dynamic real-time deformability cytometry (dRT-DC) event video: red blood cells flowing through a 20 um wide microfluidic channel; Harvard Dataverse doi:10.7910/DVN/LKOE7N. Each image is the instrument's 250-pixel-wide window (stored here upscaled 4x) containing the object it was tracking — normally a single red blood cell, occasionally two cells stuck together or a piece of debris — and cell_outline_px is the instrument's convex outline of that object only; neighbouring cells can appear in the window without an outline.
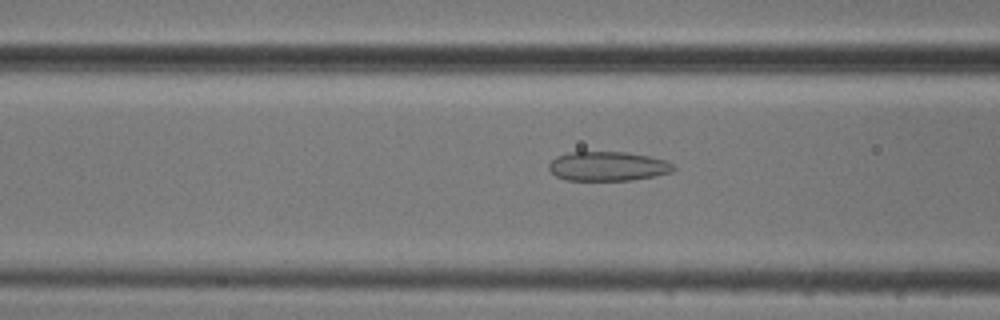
{"species": "common noctule bat (a hibernating species)", "species_latin": "Nyctalus noctula", "temperature_condition": "cold", "stored_images_in_passage": 50, "camera_frame_rate_fps": 3000, "um_per_image_px": 0.085, "animal": {"sex": "male", "body_mass_g": 20.5, "forearm_length_mm": 52.5}, "frame": {"image": 1, "passage_image": 17, "time_ms": 5.333, "image_size_px": [1000, 320], "cell_outline_px": [[676, 168], [672, 172], [656, 176], [632, 180], [564, 180], [556, 176], [548, 168], [548, 164], [556, 156], [572, 152], [624, 152], [648, 156], [664, 160], [672, 164]], "centroid_in_image_um": [51.65, 14.14], "position_along_channel_um": 114.9, "area_um2": 21.27}}
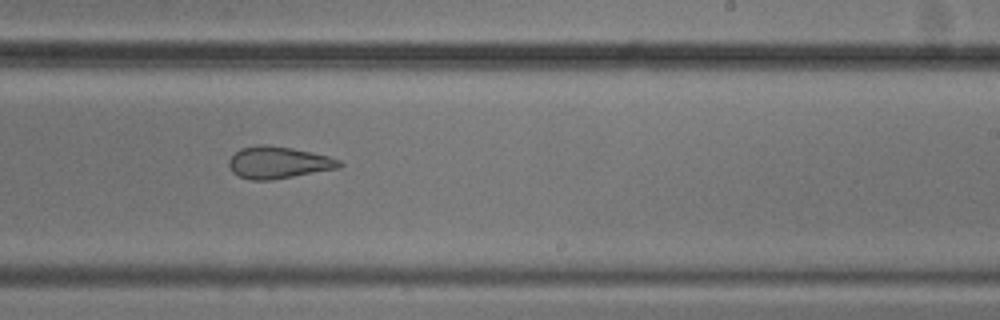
{"frame": {"image": 2, "passage_image": 29, "time_ms": 9.333, "image_size_px": [1000, 320], "cell_outline_px": [[344, 164], [340, 168], [272, 180], [252, 180], [240, 176], [232, 172], [228, 164], [228, 160], [240, 148], [256, 144], [268, 144], [292, 148], [328, 156], [340, 160]], "centroid_in_image_um": [23.66, 13.81], "position_along_channel_um": 265.3, "area_um2": 20.69}}
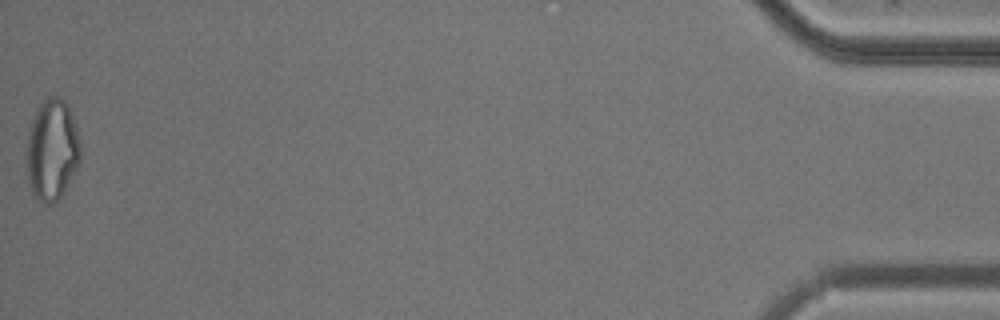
{"frame": {"image": 3, "passage_image": 50, "time_ms": 16.333, "image_size_px": [1000, 320], "cell_outline_px": [[80, 160], [76, 168], [60, 196], [52, 204], [44, 204], [36, 200], [32, 196], [28, 184], [28, 136], [32, 120], [36, 108], [48, 96], [56, 96], [64, 100], [68, 104], [76, 124], [80, 148]], "centroid_in_image_um": [4.42, 12.73], "position_along_channel_um": 430.8, "area_um2": 31.5}, "authors_computed_cell_mechanics": {"area_um2": 24.1604, "velocity_mm_per_s": 3.7568, "shape_relaxation_time_tau1_ms": null, "shape_relaxation_time_tau2_ms": 2.542, "deformation_change_tau1": null, "deformation_change_tau2": 0.1021}}